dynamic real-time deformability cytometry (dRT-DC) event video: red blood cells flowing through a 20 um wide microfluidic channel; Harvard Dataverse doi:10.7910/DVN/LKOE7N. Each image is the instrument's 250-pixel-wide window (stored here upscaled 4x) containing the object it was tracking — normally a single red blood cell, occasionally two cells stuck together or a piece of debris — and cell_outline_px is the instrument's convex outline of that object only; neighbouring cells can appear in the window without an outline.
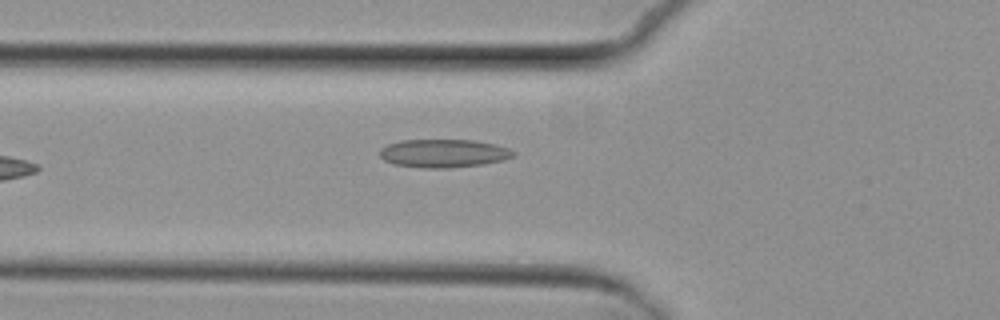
{"species": "common noctule bat (a hibernating species)", "species_latin": "Nyctalus noctula", "temperature_condition": "cold", "stored_images_in_passage": 7, "camera_frame_rate_fps": 3000, "um_per_image_px": 0.085, "animal": {"sex": "female", "body_mass_g": 29.2, "forearm_length_mm": 56.3}, "frame": {"image": 1, "passage_image": 7, "time_ms": 7.333, "image_size_px": [1000, 320], "cell_outline_px": [[516, 156], [504, 160], [480, 164], [448, 168], [420, 168], [392, 164], [384, 160], [380, 156], [380, 148], [388, 144], [400, 140], [472, 140], [496, 144], [508, 148], [516, 152]], "centroid_in_image_um": [37.7, 13.03], "position_along_channel_um": 88.1, "area_um2": 22.14}}